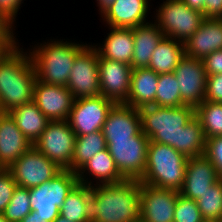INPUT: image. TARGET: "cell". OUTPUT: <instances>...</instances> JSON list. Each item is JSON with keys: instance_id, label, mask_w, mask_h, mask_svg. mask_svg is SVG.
I'll return each mask as SVG.
<instances>
[{"instance_id": "8992f818", "label": "cell", "mask_w": 222, "mask_h": 222, "mask_svg": "<svg viewBox=\"0 0 222 222\" xmlns=\"http://www.w3.org/2000/svg\"><path fill=\"white\" fill-rule=\"evenodd\" d=\"M78 183L75 172L62 169L49 181L29 189L31 209L46 221L53 222L60 215L67 195Z\"/></svg>"}, {"instance_id": "60d3db41", "label": "cell", "mask_w": 222, "mask_h": 222, "mask_svg": "<svg viewBox=\"0 0 222 222\" xmlns=\"http://www.w3.org/2000/svg\"><path fill=\"white\" fill-rule=\"evenodd\" d=\"M14 28L0 15V37H16L14 35L16 29Z\"/></svg>"}, {"instance_id": "f35d334b", "label": "cell", "mask_w": 222, "mask_h": 222, "mask_svg": "<svg viewBox=\"0 0 222 222\" xmlns=\"http://www.w3.org/2000/svg\"><path fill=\"white\" fill-rule=\"evenodd\" d=\"M207 76L222 74V50L212 52L203 59Z\"/></svg>"}, {"instance_id": "6da1fadb", "label": "cell", "mask_w": 222, "mask_h": 222, "mask_svg": "<svg viewBox=\"0 0 222 222\" xmlns=\"http://www.w3.org/2000/svg\"><path fill=\"white\" fill-rule=\"evenodd\" d=\"M138 110L141 131L150 141L169 145L187 158L205 153L206 138L194 107L151 105Z\"/></svg>"}, {"instance_id": "74e56055", "label": "cell", "mask_w": 222, "mask_h": 222, "mask_svg": "<svg viewBox=\"0 0 222 222\" xmlns=\"http://www.w3.org/2000/svg\"><path fill=\"white\" fill-rule=\"evenodd\" d=\"M23 1L25 0H0V15L13 27Z\"/></svg>"}, {"instance_id": "ac0fdd59", "label": "cell", "mask_w": 222, "mask_h": 222, "mask_svg": "<svg viewBox=\"0 0 222 222\" xmlns=\"http://www.w3.org/2000/svg\"><path fill=\"white\" fill-rule=\"evenodd\" d=\"M218 180L214 165L204 154L190 157L187 162L184 183L179 193L196 201Z\"/></svg>"}, {"instance_id": "f1b7e54d", "label": "cell", "mask_w": 222, "mask_h": 222, "mask_svg": "<svg viewBox=\"0 0 222 222\" xmlns=\"http://www.w3.org/2000/svg\"><path fill=\"white\" fill-rule=\"evenodd\" d=\"M91 194V186L78 183L67 195L60 207V215L73 222H86V199Z\"/></svg>"}, {"instance_id": "603a6c76", "label": "cell", "mask_w": 222, "mask_h": 222, "mask_svg": "<svg viewBox=\"0 0 222 222\" xmlns=\"http://www.w3.org/2000/svg\"><path fill=\"white\" fill-rule=\"evenodd\" d=\"M158 78L159 74L148 67L132 69L129 95L123 104L136 109L156 105Z\"/></svg>"}, {"instance_id": "7402d4cb", "label": "cell", "mask_w": 222, "mask_h": 222, "mask_svg": "<svg viewBox=\"0 0 222 222\" xmlns=\"http://www.w3.org/2000/svg\"><path fill=\"white\" fill-rule=\"evenodd\" d=\"M76 174L78 182L88 186L117 184L126 180L119 173V170L117 169V166L107 148L99 151L91 157V159L87 161V163H85L76 172ZM91 176L93 179H90ZM94 182L96 184H94Z\"/></svg>"}, {"instance_id": "7dc6e473", "label": "cell", "mask_w": 222, "mask_h": 222, "mask_svg": "<svg viewBox=\"0 0 222 222\" xmlns=\"http://www.w3.org/2000/svg\"><path fill=\"white\" fill-rule=\"evenodd\" d=\"M0 222H10L2 214H0Z\"/></svg>"}, {"instance_id": "e575fe53", "label": "cell", "mask_w": 222, "mask_h": 222, "mask_svg": "<svg viewBox=\"0 0 222 222\" xmlns=\"http://www.w3.org/2000/svg\"><path fill=\"white\" fill-rule=\"evenodd\" d=\"M18 185L7 168L0 169V214L9 204L13 193Z\"/></svg>"}, {"instance_id": "ab89813d", "label": "cell", "mask_w": 222, "mask_h": 222, "mask_svg": "<svg viewBox=\"0 0 222 222\" xmlns=\"http://www.w3.org/2000/svg\"><path fill=\"white\" fill-rule=\"evenodd\" d=\"M204 18H222V0H205Z\"/></svg>"}, {"instance_id": "5b68a950", "label": "cell", "mask_w": 222, "mask_h": 222, "mask_svg": "<svg viewBox=\"0 0 222 222\" xmlns=\"http://www.w3.org/2000/svg\"><path fill=\"white\" fill-rule=\"evenodd\" d=\"M188 158L173 147L149 140L145 173L139 180L156 188L180 191Z\"/></svg>"}, {"instance_id": "52a82bcc", "label": "cell", "mask_w": 222, "mask_h": 222, "mask_svg": "<svg viewBox=\"0 0 222 222\" xmlns=\"http://www.w3.org/2000/svg\"><path fill=\"white\" fill-rule=\"evenodd\" d=\"M154 15V23L165 36L183 43L197 31L204 19L201 11L190 8L182 0L164 1Z\"/></svg>"}, {"instance_id": "bcb514c9", "label": "cell", "mask_w": 222, "mask_h": 222, "mask_svg": "<svg viewBox=\"0 0 222 222\" xmlns=\"http://www.w3.org/2000/svg\"><path fill=\"white\" fill-rule=\"evenodd\" d=\"M53 222H73L70 219H66L64 217H62L61 215H59Z\"/></svg>"}, {"instance_id": "2e32d148", "label": "cell", "mask_w": 222, "mask_h": 222, "mask_svg": "<svg viewBox=\"0 0 222 222\" xmlns=\"http://www.w3.org/2000/svg\"><path fill=\"white\" fill-rule=\"evenodd\" d=\"M33 101L50 121H57L68 119L74 97L67 86L46 84L36 80Z\"/></svg>"}, {"instance_id": "f546056e", "label": "cell", "mask_w": 222, "mask_h": 222, "mask_svg": "<svg viewBox=\"0 0 222 222\" xmlns=\"http://www.w3.org/2000/svg\"><path fill=\"white\" fill-rule=\"evenodd\" d=\"M205 138L222 136V103L204 100L195 108Z\"/></svg>"}, {"instance_id": "7c38bea8", "label": "cell", "mask_w": 222, "mask_h": 222, "mask_svg": "<svg viewBox=\"0 0 222 222\" xmlns=\"http://www.w3.org/2000/svg\"><path fill=\"white\" fill-rule=\"evenodd\" d=\"M116 103L103 95L74 99L68 123L76 136H84L99 130Z\"/></svg>"}, {"instance_id": "44dd1931", "label": "cell", "mask_w": 222, "mask_h": 222, "mask_svg": "<svg viewBox=\"0 0 222 222\" xmlns=\"http://www.w3.org/2000/svg\"><path fill=\"white\" fill-rule=\"evenodd\" d=\"M151 1V0H149ZM148 0H115L110 8L100 16L106 26L113 28H134L148 23Z\"/></svg>"}, {"instance_id": "d6a6232c", "label": "cell", "mask_w": 222, "mask_h": 222, "mask_svg": "<svg viewBox=\"0 0 222 222\" xmlns=\"http://www.w3.org/2000/svg\"><path fill=\"white\" fill-rule=\"evenodd\" d=\"M31 210L29 189L17 186L2 215L10 222H20Z\"/></svg>"}, {"instance_id": "f6af8a7d", "label": "cell", "mask_w": 222, "mask_h": 222, "mask_svg": "<svg viewBox=\"0 0 222 222\" xmlns=\"http://www.w3.org/2000/svg\"><path fill=\"white\" fill-rule=\"evenodd\" d=\"M97 6L99 7V14L102 16L108 8L111 7V5L114 3L115 0H96Z\"/></svg>"}, {"instance_id": "1f68e13d", "label": "cell", "mask_w": 222, "mask_h": 222, "mask_svg": "<svg viewBox=\"0 0 222 222\" xmlns=\"http://www.w3.org/2000/svg\"><path fill=\"white\" fill-rule=\"evenodd\" d=\"M204 220L222 221V179L196 200Z\"/></svg>"}, {"instance_id": "ba28073f", "label": "cell", "mask_w": 222, "mask_h": 222, "mask_svg": "<svg viewBox=\"0 0 222 222\" xmlns=\"http://www.w3.org/2000/svg\"><path fill=\"white\" fill-rule=\"evenodd\" d=\"M76 134L68 120L49 121L33 146L61 169L71 170Z\"/></svg>"}, {"instance_id": "c3c4849f", "label": "cell", "mask_w": 222, "mask_h": 222, "mask_svg": "<svg viewBox=\"0 0 222 222\" xmlns=\"http://www.w3.org/2000/svg\"><path fill=\"white\" fill-rule=\"evenodd\" d=\"M203 222H222V221H211V220H204Z\"/></svg>"}, {"instance_id": "30bf717a", "label": "cell", "mask_w": 222, "mask_h": 222, "mask_svg": "<svg viewBox=\"0 0 222 222\" xmlns=\"http://www.w3.org/2000/svg\"><path fill=\"white\" fill-rule=\"evenodd\" d=\"M94 45L88 43L75 57L67 83L74 99L101 95L98 52Z\"/></svg>"}, {"instance_id": "836d02e7", "label": "cell", "mask_w": 222, "mask_h": 222, "mask_svg": "<svg viewBox=\"0 0 222 222\" xmlns=\"http://www.w3.org/2000/svg\"><path fill=\"white\" fill-rule=\"evenodd\" d=\"M173 222H203L204 219L193 199L178 195Z\"/></svg>"}, {"instance_id": "7bdbcfd3", "label": "cell", "mask_w": 222, "mask_h": 222, "mask_svg": "<svg viewBox=\"0 0 222 222\" xmlns=\"http://www.w3.org/2000/svg\"><path fill=\"white\" fill-rule=\"evenodd\" d=\"M186 5L192 9L204 11L205 0H182Z\"/></svg>"}, {"instance_id": "7a4b0ae2", "label": "cell", "mask_w": 222, "mask_h": 222, "mask_svg": "<svg viewBox=\"0 0 222 222\" xmlns=\"http://www.w3.org/2000/svg\"><path fill=\"white\" fill-rule=\"evenodd\" d=\"M140 190L141 182L138 180L91 186L85 205L86 222L140 220Z\"/></svg>"}, {"instance_id": "83f0119b", "label": "cell", "mask_w": 222, "mask_h": 222, "mask_svg": "<svg viewBox=\"0 0 222 222\" xmlns=\"http://www.w3.org/2000/svg\"><path fill=\"white\" fill-rule=\"evenodd\" d=\"M106 148V139L101 130L76 136L71 171L76 173L91 157Z\"/></svg>"}, {"instance_id": "ee69618b", "label": "cell", "mask_w": 222, "mask_h": 222, "mask_svg": "<svg viewBox=\"0 0 222 222\" xmlns=\"http://www.w3.org/2000/svg\"><path fill=\"white\" fill-rule=\"evenodd\" d=\"M20 222H48V221H46L45 218H42L41 216L37 215V212L35 210H31V212Z\"/></svg>"}, {"instance_id": "ffe728a7", "label": "cell", "mask_w": 222, "mask_h": 222, "mask_svg": "<svg viewBox=\"0 0 222 222\" xmlns=\"http://www.w3.org/2000/svg\"><path fill=\"white\" fill-rule=\"evenodd\" d=\"M32 146L11 115L0 112V166L8 168Z\"/></svg>"}, {"instance_id": "9a60e30c", "label": "cell", "mask_w": 222, "mask_h": 222, "mask_svg": "<svg viewBox=\"0 0 222 222\" xmlns=\"http://www.w3.org/2000/svg\"><path fill=\"white\" fill-rule=\"evenodd\" d=\"M98 69L101 95L116 104L124 103L130 91L131 65L98 54Z\"/></svg>"}, {"instance_id": "b9f144b4", "label": "cell", "mask_w": 222, "mask_h": 222, "mask_svg": "<svg viewBox=\"0 0 222 222\" xmlns=\"http://www.w3.org/2000/svg\"><path fill=\"white\" fill-rule=\"evenodd\" d=\"M17 40L15 37H0V58Z\"/></svg>"}, {"instance_id": "5bb4252c", "label": "cell", "mask_w": 222, "mask_h": 222, "mask_svg": "<svg viewBox=\"0 0 222 222\" xmlns=\"http://www.w3.org/2000/svg\"><path fill=\"white\" fill-rule=\"evenodd\" d=\"M179 191L141 183L140 219L144 222H173Z\"/></svg>"}, {"instance_id": "d590c367", "label": "cell", "mask_w": 222, "mask_h": 222, "mask_svg": "<svg viewBox=\"0 0 222 222\" xmlns=\"http://www.w3.org/2000/svg\"><path fill=\"white\" fill-rule=\"evenodd\" d=\"M204 155L214 165L219 179H222V136L206 139Z\"/></svg>"}, {"instance_id": "277c9868", "label": "cell", "mask_w": 222, "mask_h": 222, "mask_svg": "<svg viewBox=\"0 0 222 222\" xmlns=\"http://www.w3.org/2000/svg\"><path fill=\"white\" fill-rule=\"evenodd\" d=\"M87 45L72 41L50 39L32 47L28 52L33 61L37 80L67 86L76 55Z\"/></svg>"}, {"instance_id": "4316f807", "label": "cell", "mask_w": 222, "mask_h": 222, "mask_svg": "<svg viewBox=\"0 0 222 222\" xmlns=\"http://www.w3.org/2000/svg\"><path fill=\"white\" fill-rule=\"evenodd\" d=\"M184 55L182 41L164 36L153 51L148 68L157 74L172 73Z\"/></svg>"}, {"instance_id": "9c48e42d", "label": "cell", "mask_w": 222, "mask_h": 222, "mask_svg": "<svg viewBox=\"0 0 222 222\" xmlns=\"http://www.w3.org/2000/svg\"><path fill=\"white\" fill-rule=\"evenodd\" d=\"M149 138L140 131L130 139L114 140L107 149L126 180H140L146 168Z\"/></svg>"}, {"instance_id": "cb8c5ba5", "label": "cell", "mask_w": 222, "mask_h": 222, "mask_svg": "<svg viewBox=\"0 0 222 222\" xmlns=\"http://www.w3.org/2000/svg\"><path fill=\"white\" fill-rule=\"evenodd\" d=\"M107 33V37L103 40L102 46L97 44L98 54L114 61L123 62L131 65L134 50L133 28H113Z\"/></svg>"}, {"instance_id": "4dcf8cb0", "label": "cell", "mask_w": 222, "mask_h": 222, "mask_svg": "<svg viewBox=\"0 0 222 222\" xmlns=\"http://www.w3.org/2000/svg\"><path fill=\"white\" fill-rule=\"evenodd\" d=\"M156 106H184L181 100L179 83L177 82L174 72L159 74L156 91Z\"/></svg>"}, {"instance_id": "d6986e66", "label": "cell", "mask_w": 222, "mask_h": 222, "mask_svg": "<svg viewBox=\"0 0 222 222\" xmlns=\"http://www.w3.org/2000/svg\"><path fill=\"white\" fill-rule=\"evenodd\" d=\"M185 55L204 59L222 50V18H204L197 31L184 42Z\"/></svg>"}, {"instance_id": "484cf974", "label": "cell", "mask_w": 222, "mask_h": 222, "mask_svg": "<svg viewBox=\"0 0 222 222\" xmlns=\"http://www.w3.org/2000/svg\"><path fill=\"white\" fill-rule=\"evenodd\" d=\"M18 128L33 144L41 136L50 121L34 101L17 106L8 112Z\"/></svg>"}, {"instance_id": "8fae6325", "label": "cell", "mask_w": 222, "mask_h": 222, "mask_svg": "<svg viewBox=\"0 0 222 222\" xmlns=\"http://www.w3.org/2000/svg\"><path fill=\"white\" fill-rule=\"evenodd\" d=\"M16 184L22 188H33L49 181L62 169L41 154L34 146L7 168Z\"/></svg>"}, {"instance_id": "8d00e7d4", "label": "cell", "mask_w": 222, "mask_h": 222, "mask_svg": "<svg viewBox=\"0 0 222 222\" xmlns=\"http://www.w3.org/2000/svg\"><path fill=\"white\" fill-rule=\"evenodd\" d=\"M204 100L222 103V74L207 76Z\"/></svg>"}, {"instance_id": "e0dca14e", "label": "cell", "mask_w": 222, "mask_h": 222, "mask_svg": "<svg viewBox=\"0 0 222 222\" xmlns=\"http://www.w3.org/2000/svg\"><path fill=\"white\" fill-rule=\"evenodd\" d=\"M101 131L107 146L114 140L133 138L141 131L139 110L123 103L115 104Z\"/></svg>"}, {"instance_id": "3957f363", "label": "cell", "mask_w": 222, "mask_h": 222, "mask_svg": "<svg viewBox=\"0 0 222 222\" xmlns=\"http://www.w3.org/2000/svg\"><path fill=\"white\" fill-rule=\"evenodd\" d=\"M18 40L0 58V112L33 101L37 80L33 61Z\"/></svg>"}, {"instance_id": "4fadbf2b", "label": "cell", "mask_w": 222, "mask_h": 222, "mask_svg": "<svg viewBox=\"0 0 222 222\" xmlns=\"http://www.w3.org/2000/svg\"><path fill=\"white\" fill-rule=\"evenodd\" d=\"M174 74L183 104L194 108L199 106L206 94L207 73L203 60L184 55L174 69Z\"/></svg>"}, {"instance_id": "d4e9b609", "label": "cell", "mask_w": 222, "mask_h": 222, "mask_svg": "<svg viewBox=\"0 0 222 222\" xmlns=\"http://www.w3.org/2000/svg\"><path fill=\"white\" fill-rule=\"evenodd\" d=\"M164 36L153 20L133 28L134 50L131 61L132 69L149 66L153 51Z\"/></svg>"}]
</instances>
